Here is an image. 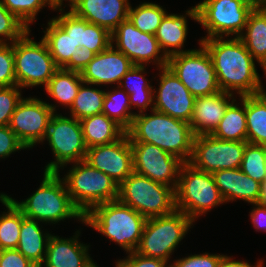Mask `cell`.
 I'll return each mask as SVG.
<instances>
[{"instance_id":"d4e9b609","label":"cell","mask_w":266,"mask_h":267,"mask_svg":"<svg viewBox=\"0 0 266 267\" xmlns=\"http://www.w3.org/2000/svg\"><path fill=\"white\" fill-rule=\"evenodd\" d=\"M40 223L24 216V220L21 222L19 243L16 248L37 267H40L44 261L47 244L52 235L49 232L44 233Z\"/></svg>"},{"instance_id":"bcb514c9","label":"cell","mask_w":266,"mask_h":267,"mask_svg":"<svg viewBox=\"0 0 266 267\" xmlns=\"http://www.w3.org/2000/svg\"><path fill=\"white\" fill-rule=\"evenodd\" d=\"M125 259L117 260L116 267H170L168 262L158 258L144 257L136 252H130Z\"/></svg>"},{"instance_id":"8992f818","label":"cell","mask_w":266,"mask_h":267,"mask_svg":"<svg viewBox=\"0 0 266 267\" xmlns=\"http://www.w3.org/2000/svg\"><path fill=\"white\" fill-rule=\"evenodd\" d=\"M62 178L70 199L83 216L94 206L118 198V184L102 171L85 161L72 163Z\"/></svg>"},{"instance_id":"277c9868","label":"cell","mask_w":266,"mask_h":267,"mask_svg":"<svg viewBox=\"0 0 266 267\" xmlns=\"http://www.w3.org/2000/svg\"><path fill=\"white\" fill-rule=\"evenodd\" d=\"M146 218L118 200L94 206L83 217V224L108 237L127 253L137 249Z\"/></svg>"},{"instance_id":"44dd1931","label":"cell","mask_w":266,"mask_h":267,"mask_svg":"<svg viewBox=\"0 0 266 267\" xmlns=\"http://www.w3.org/2000/svg\"><path fill=\"white\" fill-rule=\"evenodd\" d=\"M80 234L78 230L66 239L51 235L40 267H87L93 259L88 253L89 245L79 241Z\"/></svg>"},{"instance_id":"7c38bea8","label":"cell","mask_w":266,"mask_h":267,"mask_svg":"<svg viewBox=\"0 0 266 267\" xmlns=\"http://www.w3.org/2000/svg\"><path fill=\"white\" fill-rule=\"evenodd\" d=\"M201 48L172 55L167 67L195 97L212 95L221 91L208 51Z\"/></svg>"},{"instance_id":"e0dca14e","label":"cell","mask_w":266,"mask_h":267,"mask_svg":"<svg viewBox=\"0 0 266 267\" xmlns=\"http://www.w3.org/2000/svg\"><path fill=\"white\" fill-rule=\"evenodd\" d=\"M159 71V88L153 89V110L190 123L195 97L168 67Z\"/></svg>"},{"instance_id":"8fae6325","label":"cell","mask_w":266,"mask_h":267,"mask_svg":"<svg viewBox=\"0 0 266 267\" xmlns=\"http://www.w3.org/2000/svg\"><path fill=\"white\" fill-rule=\"evenodd\" d=\"M56 113L49 121L45 137L55 159L45 166V172H59V168L64 169L69 163L84 161L88 149L80 120Z\"/></svg>"},{"instance_id":"ffe728a7","label":"cell","mask_w":266,"mask_h":267,"mask_svg":"<svg viewBox=\"0 0 266 267\" xmlns=\"http://www.w3.org/2000/svg\"><path fill=\"white\" fill-rule=\"evenodd\" d=\"M129 0H69L70 11L112 33L128 19Z\"/></svg>"},{"instance_id":"cb8c5ba5","label":"cell","mask_w":266,"mask_h":267,"mask_svg":"<svg viewBox=\"0 0 266 267\" xmlns=\"http://www.w3.org/2000/svg\"><path fill=\"white\" fill-rule=\"evenodd\" d=\"M212 176L226 203L237 199L250 204L258 203L261 183L253 180L240 168L218 170Z\"/></svg>"},{"instance_id":"ab89813d","label":"cell","mask_w":266,"mask_h":267,"mask_svg":"<svg viewBox=\"0 0 266 267\" xmlns=\"http://www.w3.org/2000/svg\"><path fill=\"white\" fill-rule=\"evenodd\" d=\"M111 33L96 24L85 20V29L83 30L82 46L98 54L111 45Z\"/></svg>"},{"instance_id":"c3c4849f","label":"cell","mask_w":266,"mask_h":267,"mask_svg":"<svg viewBox=\"0 0 266 267\" xmlns=\"http://www.w3.org/2000/svg\"><path fill=\"white\" fill-rule=\"evenodd\" d=\"M95 55L96 54L93 51L89 50L83 45L77 48L75 58H70V60L62 67V69L81 73V71L94 58Z\"/></svg>"},{"instance_id":"484cf974","label":"cell","mask_w":266,"mask_h":267,"mask_svg":"<svg viewBox=\"0 0 266 267\" xmlns=\"http://www.w3.org/2000/svg\"><path fill=\"white\" fill-rule=\"evenodd\" d=\"M87 148L119 140L126 130L115 120L99 113L80 120Z\"/></svg>"},{"instance_id":"ba28073f","label":"cell","mask_w":266,"mask_h":267,"mask_svg":"<svg viewBox=\"0 0 266 267\" xmlns=\"http://www.w3.org/2000/svg\"><path fill=\"white\" fill-rule=\"evenodd\" d=\"M183 212L153 217L146 220L136 253L169 262L178 244L193 225Z\"/></svg>"},{"instance_id":"83f0119b","label":"cell","mask_w":266,"mask_h":267,"mask_svg":"<svg viewBox=\"0 0 266 267\" xmlns=\"http://www.w3.org/2000/svg\"><path fill=\"white\" fill-rule=\"evenodd\" d=\"M239 38L264 69L266 67V8H254Z\"/></svg>"},{"instance_id":"30bf717a","label":"cell","mask_w":266,"mask_h":267,"mask_svg":"<svg viewBox=\"0 0 266 267\" xmlns=\"http://www.w3.org/2000/svg\"><path fill=\"white\" fill-rule=\"evenodd\" d=\"M255 6L251 0H203L197 4L198 23L207 31L200 39L239 37Z\"/></svg>"},{"instance_id":"d6986e66","label":"cell","mask_w":266,"mask_h":267,"mask_svg":"<svg viewBox=\"0 0 266 267\" xmlns=\"http://www.w3.org/2000/svg\"><path fill=\"white\" fill-rule=\"evenodd\" d=\"M134 66L132 61L114 45L96 54L81 71L83 82L100 86L119 85L123 76Z\"/></svg>"},{"instance_id":"3957f363","label":"cell","mask_w":266,"mask_h":267,"mask_svg":"<svg viewBox=\"0 0 266 267\" xmlns=\"http://www.w3.org/2000/svg\"><path fill=\"white\" fill-rule=\"evenodd\" d=\"M59 172H45L40 187L24 201L7 197L27 218L42 223L56 224L72 217L83 223V214L70 199Z\"/></svg>"},{"instance_id":"11a10c76","label":"cell","mask_w":266,"mask_h":267,"mask_svg":"<svg viewBox=\"0 0 266 267\" xmlns=\"http://www.w3.org/2000/svg\"><path fill=\"white\" fill-rule=\"evenodd\" d=\"M87 267H99V265H97V263H94V260H92Z\"/></svg>"},{"instance_id":"f5cc1de1","label":"cell","mask_w":266,"mask_h":267,"mask_svg":"<svg viewBox=\"0 0 266 267\" xmlns=\"http://www.w3.org/2000/svg\"><path fill=\"white\" fill-rule=\"evenodd\" d=\"M255 8H266V0H251Z\"/></svg>"},{"instance_id":"60d3db41","label":"cell","mask_w":266,"mask_h":267,"mask_svg":"<svg viewBox=\"0 0 266 267\" xmlns=\"http://www.w3.org/2000/svg\"><path fill=\"white\" fill-rule=\"evenodd\" d=\"M55 10L60 12L59 17L53 19L67 32L76 45L82 46L83 30L85 29V19L76 16L72 11H65L62 5H57Z\"/></svg>"},{"instance_id":"f35d334b","label":"cell","mask_w":266,"mask_h":267,"mask_svg":"<svg viewBox=\"0 0 266 267\" xmlns=\"http://www.w3.org/2000/svg\"><path fill=\"white\" fill-rule=\"evenodd\" d=\"M29 29L0 1V43H13Z\"/></svg>"},{"instance_id":"4dcf8cb0","label":"cell","mask_w":266,"mask_h":267,"mask_svg":"<svg viewBox=\"0 0 266 267\" xmlns=\"http://www.w3.org/2000/svg\"><path fill=\"white\" fill-rule=\"evenodd\" d=\"M43 32L42 40L59 68H62L70 58H75L79 45L75 44L71 36L53 18Z\"/></svg>"},{"instance_id":"6da1fadb","label":"cell","mask_w":266,"mask_h":267,"mask_svg":"<svg viewBox=\"0 0 266 267\" xmlns=\"http://www.w3.org/2000/svg\"><path fill=\"white\" fill-rule=\"evenodd\" d=\"M212 60L221 91L241 96L264 92L255 59L239 37H214L199 41Z\"/></svg>"},{"instance_id":"b9f144b4","label":"cell","mask_w":266,"mask_h":267,"mask_svg":"<svg viewBox=\"0 0 266 267\" xmlns=\"http://www.w3.org/2000/svg\"><path fill=\"white\" fill-rule=\"evenodd\" d=\"M21 95L17 85L0 87V126H9L11 116L22 99Z\"/></svg>"},{"instance_id":"52a82bcc","label":"cell","mask_w":266,"mask_h":267,"mask_svg":"<svg viewBox=\"0 0 266 267\" xmlns=\"http://www.w3.org/2000/svg\"><path fill=\"white\" fill-rule=\"evenodd\" d=\"M117 200L146 219L165 216L176 210L173 188L136 172L119 184Z\"/></svg>"},{"instance_id":"1f68e13d","label":"cell","mask_w":266,"mask_h":267,"mask_svg":"<svg viewBox=\"0 0 266 267\" xmlns=\"http://www.w3.org/2000/svg\"><path fill=\"white\" fill-rule=\"evenodd\" d=\"M82 83L79 72L59 68L44 89L54 100L70 109Z\"/></svg>"},{"instance_id":"db71d44e","label":"cell","mask_w":266,"mask_h":267,"mask_svg":"<svg viewBox=\"0 0 266 267\" xmlns=\"http://www.w3.org/2000/svg\"><path fill=\"white\" fill-rule=\"evenodd\" d=\"M63 1H69V0H53V2L56 4V5H64L63 4Z\"/></svg>"},{"instance_id":"681fc988","label":"cell","mask_w":266,"mask_h":267,"mask_svg":"<svg viewBox=\"0 0 266 267\" xmlns=\"http://www.w3.org/2000/svg\"><path fill=\"white\" fill-rule=\"evenodd\" d=\"M250 213V219L256 231L266 232V206L254 203Z\"/></svg>"},{"instance_id":"7bdbcfd3","label":"cell","mask_w":266,"mask_h":267,"mask_svg":"<svg viewBox=\"0 0 266 267\" xmlns=\"http://www.w3.org/2000/svg\"><path fill=\"white\" fill-rule=\"evenodd\" d=\"M16 85L13 43H0V87Z\"/></svg>"},{"instance_id":"ee69618b","label":"cell","mask_w":266,"mask_h":267,"mask_svg":"<svg viewBox=\"0 0 266 267\" xmlns=\"http://www.w3.org/2000/svg\"><path fill=\"white\" fill-rule=\"evenodd\" d=\"M223 254H194L175 260L170 267H218Z\"/></svg>"},{"instance_id":"8d00e7d4","label":"cell","mask_w":266,"mask_h":267,"mask_svg":"<svg viewBox=\"0 0 266 267\" xmlns=\"http://www.w3.org/2000/svg\"><path fill=\"white\" fill-rule=\"evenodd\" d=\"M240 169L253 180L263 183L266 180V146L248 143Z\"/></svg>"},{"instance_id":"4fadbf2b","label":"cell","mask_w":266,"mask_h":267,"mask_svg":"<svg viewBox=\"0 0 266 267\" xmlns=\"http://www.w3.org/2000/svg\"><path fill=\"white\" fill-rule=\"evenodd\" d=\"M248 142L225 141L211 134L196 135L189 161L195 168L207 173L240 168Z\"/></svg>"},{"instance_id":"f546056e","label":"cell","mask_w":266,"mask_h":267,"mask_svg":"<svg viewBox=\"0 0 266 267\" xmlns=\"http://www.w3.org/2000/svg\"><path fill=\"white\" fill-rule=\"evenodd\" d=\"M236 99L227 107L224 117L211 133L216 138L225 141L247 142V122L245 114V96L240 97V105Z\"/></svg>"},{"instance_id":"f1b7e54d","label":"cell","mask_w":266,"mask_h":267,"mask_svg":"<svg viewBox=\"0 0 266 267\" xmlns=\"http://www.w3.org/2000/svg\"><path fill=\"white\" fill-rule=\"evenodd\" d=\"M247 142L266 146V91L245 96Z\"/></svg>"},{"instance_id":"f6af8a7d","label":"cell","mask_w":266,"mask_h":267,"mask_svg":"<svg viewBox=\"0 0 266 267\" xmlns=\"http://www.w3.org/2000/svg\"><path fill=\"white\" fill-rule=\"evenodd\" d=\"M26 149L9 126H0V159L9 157L18 150Z\"/></svg>"},{"instance_id":"603a6c76","label":"cell","mask_w":266,"mask_h":267,"mask_svg":"<svg viewBox=\"0 0 266 267\" xmlns=\"http://www.w3.org/2000/svg\"><path fill=\"white\" fill-rule=\"evenodd\" d=\"M185 15L168 14L163 17L159 25L155 38L165 56L169 58L172 55L185 53L191 50H182L188 34V25L186 16L198 22L197 5L185 11Z\"/></svg>"},{"instance_id":"74e56055","label":"cell","mask_w":266,"mask_h":267,"mask_svg":"<svg viewBox=\"0 0 266 267\" xmlns=\"http://www.w3.org/2000/svg\"><path fill=\"white\" fill-rule=\"evenodd\" d=\"M1 3L13 13L19 20H21L30 30V23L32 24L36 15L48 5L49 8L55 11L56 4L53 0H0Z\"/></svg>"},{"instance_id":"4316f807","label":"cell","mask_w":266,"mask_h":267,"mask_svg":"<svg viewBox=\"0 0 266 267\" xmlns=\"http://www.w3.org/2000/svg\"><path fill=\"white\" fill-rule=\"evenodd\" d=\"M146 66L134 65L121 79L119 87L124 89L129 95L130 106L138 108V114L147 111L148 106L151 111L154 107L153 86L150 85L145 75ZM124 80V81H123ZM152 105V106H151ZM133 106V107H132Z\"/></svg>"},{"instance_id":"ac0fdd59","label":"cell","mask_w":266,"mask_h":267,"mask_svg":"<svg viewBox=\"0 0 266 267\" xmlns=\"http://www.w3.org/2000/svg\"><path fill=\"white\" fill-rule=\"evenodd\" d=\"M84 161L118 185L134 172L131 143L126 133L115 142L88 148Z\"/></svg>"},{"instance_id":"d6a6232c","label":"cell","mask_w":266,"mask_h":267,"mask_svg":"<svg viewBox=\"0 0 266 267\" xmlns=\"http://www.w3.org/2000/svg\"><path fill=\"white\" fill-rule=\"evenodd\" d=\"M0 202L7 208V212L0 215V250L16 249L24 215L6 194L0 193Z\"/></svg>"},{"instance_id":"7402d4cb","label":"cell","mask_w":266,"mask_h":267,"mask_svg":"<svg viewBox=\"0 0 266 267\" xmlns=\"http://www.w3.org/2000/svg\"><path fill=\"white\" fill-rule=\"evenodd\" d=\"M234 100L233 94L223 91L195 98L189 123L194 135L211 134L224 117L227 107Z\"/></svg>"},{"instance_id":"5b68a950","label":"cell","mask_w":266,"mask_h":267,"mask_svg":"<svg viewBox=\"0 0 266 267\" xmlns=\"http://www.w3.org/2000/svg\"><path fill=\"white\" fill-rule=\"evenodd\" d=\"M226 203L211 173L195 168L189 162L181 166L175 190L176 210L193 222L214 207Z\"/></svg>"},{"instance_id":"7dc6e473","label":"cell","mask_w":266,"mask_h":267,"mask_svg":"<svg viewBox=\"0 0 266 267\" xmlns=\"http://www.w3.org/2000/svg\"><path fill=\"white\" fill-rule=\"evenodd\" d=\"M0 267H37L17 249L0 250Z\"/></svg>"},{"instance_id":"d590c367","label":"cell","mask_w":266,"mask_h":267,"mask_svg":"<svg viewBox=\"0 0 266 267\" xmlns=\"http://www.w3.org/2000/svg\"><path fill=\"white\" fill-rule=\"evenodd\" d=\"M167 11L152 2H143L133 8L130 5L128 19L141 32L155 35Z\"/></svg>"},{"instance_id":"816d5d0a","label":"cell","mask_w":266,"mask_h":267,"mask_svg":"<svg viewBox=\"0 0 266 267\" xmlns=\"http://www.w3.org/2000/svg\"><path fill=\"white\" fill-rule=\"evenodd\" d=\"M260 205L266 206V180L261 183L260 198L258 200Z\"/></svg>"},{"instance_id":"2e32d148","label":"cell","mask_w":266,"mask_h":267,"mask_svg":"<svg viewBox=\"0 0 266 267\" xmlns=\"http://www.w3.org/2000/svg\"><path fill=\"white\" fill-rule=\"evenodd\" d=\"M134 172L176 190L183 161L158 146L144 142H130Z\"/></svg>"},{"instance_id":"5bb4252c","label":"cell","mask_w":266,"mask_h":267,"mask_svg":"<svg viewBox=\"0 0 266 267\" xmlns=\"http://www.w3.org/2000/svg\"><path fill=\"white\" fill-rule=\"evenodd\" d=\"M54 104L37 97L22 98L17 104L9 123L10 129L25 148L45 141L48 124L57 110Z\"/></svg>"},{"instance_id":"7a4b0ae2","label":"cell","mask_w":266,"mask_h":267,"mask_svg":"<svg viewBox=\"0 0 266 267\" xmlns=\"http://www.w3.org/2000/svg\"><path fill=\"white\" fill-rule=\"evenodd\" d=\"M151 112L134 116L131 126L126 130L130 142L154 144L184 163L189 162L195 137L191 125L155 110Z\"/></svg>"},{"instance_id":"9c48e42d","label":"cell","mask_w":266,"mask_h":267,"mask_svg":"<svg viewBox=\"0 0 266 267\" xmlns=\"http://www.w3.org/2000/svg\"><path fill=\"white\" fill-rule=\"evenodd\" d=\"M28 30L19 40L13 42L14 71L16 85L24 87L46 86L59 69L52 58L46 43L34 41Z\"/></svg>"},{"instance_id":"f907efd6","label":"cell","mask_w":266,"mask_h":267,"mask_svg":"<svg viewBox=\"0 0 266 267\" xmlns=\"http://www.w3.org/2000/svg\"><path fill=\"white\" fill-rule=\"evenodd\" d=\"M233 257H229L227 255H224L221 258V261L219 263L218 267H262L263 266V262L262 260H259V262H257L256 265H250L248 262L245 261H236L232 259Z\"/></svg>"},{"instance_id":"e575fe53","label":"cell","mask_w":266,"mask_h":267,"mask_svg":"<svg viewBox=\"0 0 266 267\" xmlns=\"http://www.w3.org/2000/svg\"><path fill=\"white\" fill-rule=\"evenodd\" d=\"M131 110L129 95L124 89L117 86L114 90L105 92L102 113L115 120L125 130L131 126L133 118L137 114Z\"/></svg>"},{"instance_id":"836d02e7","label":"cell","mask_w":266,"mask_h":267,"mask_svg":"<svg viewBox=\"0 0 266 267\" xmlns=\"http://www.w3.org/2000/svg\"><path fill=\"white\" fill-rule=\"evenodd\" d=\"M87 85V86H86ZM90 85V86H89ZM105 91L92 88V84L83 82L71 106L70 116L77 120L102 113Z\"/></svg>"},{"instance_id":"9a60e30c","label":"cell","mask_w":266,"mask_h":267,"mask_svg":"<svg viewBox=\"0 0 266 267\" xmlns=\"http://www.w3.org/2000/svg\"><path fill=\"white\" fill-rule=\"evenodd\" d=\"M111 43L134 65L146 66L154 61L158 69L167 67L168 58L163 54L155 35L141 32L129 19L121 22L111 33Z\"/></svg>"}]
</instances>
